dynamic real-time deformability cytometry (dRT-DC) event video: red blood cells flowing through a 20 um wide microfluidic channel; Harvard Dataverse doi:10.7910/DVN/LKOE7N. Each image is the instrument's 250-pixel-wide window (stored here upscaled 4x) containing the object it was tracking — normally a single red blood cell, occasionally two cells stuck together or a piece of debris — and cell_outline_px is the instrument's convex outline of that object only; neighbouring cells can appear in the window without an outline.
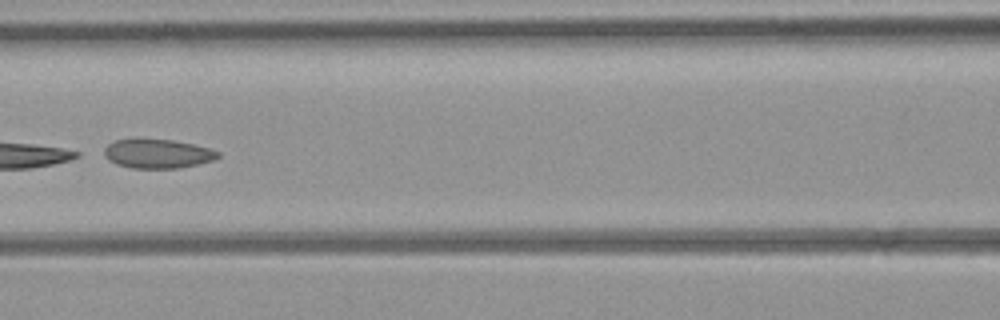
{"species": "common noctule bat (a hibernating species)", "species_latin": "Nyctalus noctula", "temperature_condition": "room temperature", "stored_images_in_passage": 6, "camera_frame_rate_fps": 3000, "um_per_image_px": 0.085, "animal": {"sex": "female", "body_mass_g": 21.9}, "frame": {"image": 1, "passage_image": 5, "time_ms": 4.667, "image_size_px": [1000, 320], "cell_outline_px": [[220, 156], [212, 160], [180, 168], [132, 168], [116, 164], [108, 160], [104, 156], [104, 148], [108, 144], [116, 140], [172, 140], [192, 144], [208, 148], [220, 152]], "centroid_in_image_um": [13.38, 13.08], "position_along_channel_um": 153.2, "area_um2": 18.96}}
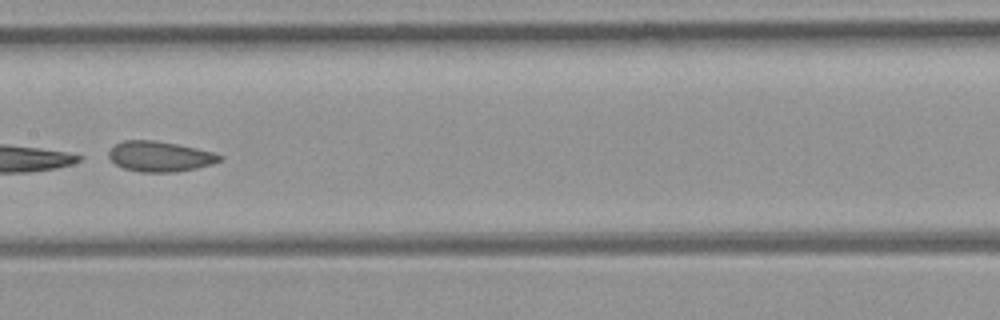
{"frame": {"image": 2, "passage_image": 6, "time_ms": 5.667, "image_size_px": [1000, 320], "cell_outline_px": [[224, 160], [212, 164], [196, 168], [176, 172], [140, 172], [124, 168], [116, 164], [108, 156], [108, 152], [116, 144], [124, 140], [152, 140], [176, 144], [196, 148], [212, 152], [224, 156]], "centroid_in_image_um": [13.62, 13.3], "position_along_channel_um": 193.8, "area_um2": 19.54}}